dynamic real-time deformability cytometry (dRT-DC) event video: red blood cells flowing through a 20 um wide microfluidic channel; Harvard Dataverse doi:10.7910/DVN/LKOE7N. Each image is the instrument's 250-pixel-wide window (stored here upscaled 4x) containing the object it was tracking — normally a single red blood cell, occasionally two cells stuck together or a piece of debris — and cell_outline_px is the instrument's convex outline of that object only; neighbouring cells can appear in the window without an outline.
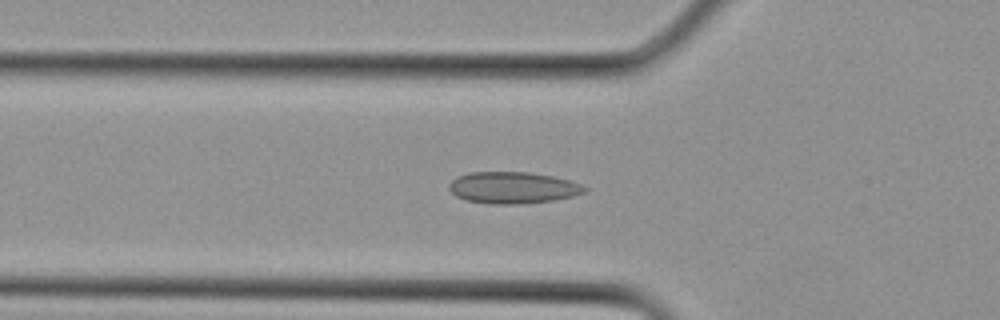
{"species": "Egyptian fruit bat (a non-hibernating species)", "species_latin": "Rousettus aegyptiacus", "temperature_condition": "cold", "stored_images_in_passage": 19, "camera_frame_rate_fps": 3000, "um_per_image_px": 0.085, "animal": {"sex": "female"}, "frame": {"image": 1, "passage_image": 9, "time_ms": 2.667, "image_size_px": [1000, 320], "cell_outline_px": [[588, 192], [572, 196], [552, 200], [520, 204], [492, 204], [464, 200], [456, 196], [448, 188], [448, 184], [456, 176], [468, 172], [528, 172], [552, 176], [568, 180], [580, 184], [588, 188]], "centroid_in_image_um": [43.56, 15.95], "position_along_channel_um": 82.2, "area_um2": 25.09}}
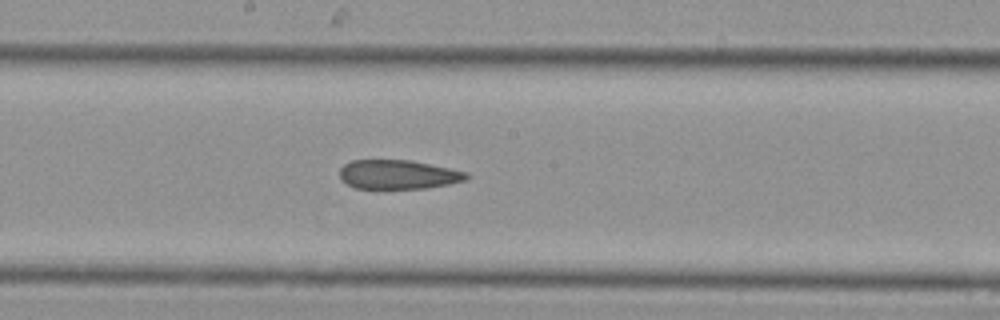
{"frame": {"image": 2, "passage_image": 15, "time_ms": 4.667, "image_size_px": [1000, 320], "cell_outline_px": [[472, 176], [464, 180], [448, 184], [424, 188], [356, 188], [340, 180], [340, 168], [344, 164], [352, 160], [408, 160], [448, 168], [464, 172]], "centroid_in_image_um": [33.79, 14.83], "position_along_channel_um": 214.4, "area_um2": 21.21}}
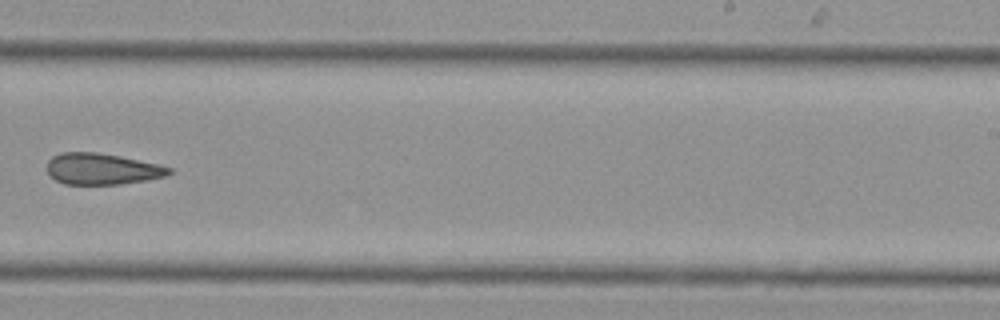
{"frame": {"image": 3, "passage_image": 18, "time_ms": 5.667, "image_size_px": [1000, 320], "cell_outline_px": [[172, 172], [168, 176], [148, 180], [120, 184], [64, 184], [48, 176], [48, 160], [52, 156], [60, 152], [96, 152], [120, 156], [156, 164], [172, 168]], "centroid_in_image_um": [8.66, 14.36], "position_along_channel_um": 280.3, "area_um2": 22.31}}